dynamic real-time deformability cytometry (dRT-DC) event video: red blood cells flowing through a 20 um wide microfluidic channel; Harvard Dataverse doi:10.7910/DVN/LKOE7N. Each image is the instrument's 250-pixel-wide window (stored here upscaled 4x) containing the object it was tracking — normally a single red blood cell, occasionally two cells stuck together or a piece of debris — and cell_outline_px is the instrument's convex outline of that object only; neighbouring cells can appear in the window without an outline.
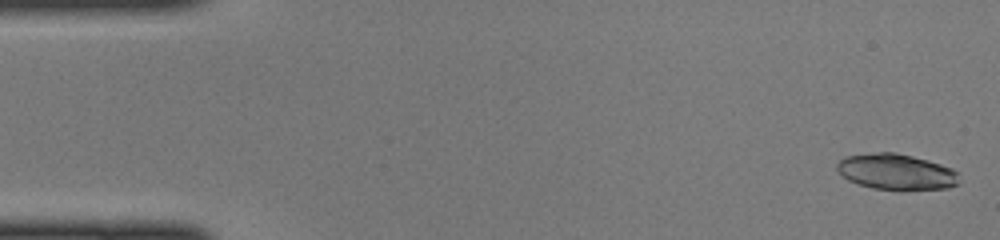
{"species": "common noctule bat (a hibernating species)", "species_latin": "Nyctalus noctula", "temperature_condition": "cold", "stored_images_in_passage": 46, "camera_frame_rate_fps": 3000, "um_per_image_px": 0.085, "animal": {"sex": "female", "body_mass_g": 22.0, "forearm_length_mm": 56.7}, "frame": {"image": 1, "passage_image": 1, "time_ms": 0.0, "image_size_px": [1000, 240], "cell_outline_px": [[960, 184], [948, 188], [900, 192], [896, 192], [872, 188], [848, 180], [836, 168], [836, 164], [844, 156], [876, 152], [896, 152], [928, 160], [952, 168], [960, 172]], "centroid_in_image_um": [76.25, 14.64], "position_along_channel_um": 8.7, "area_um2": 26.36}}
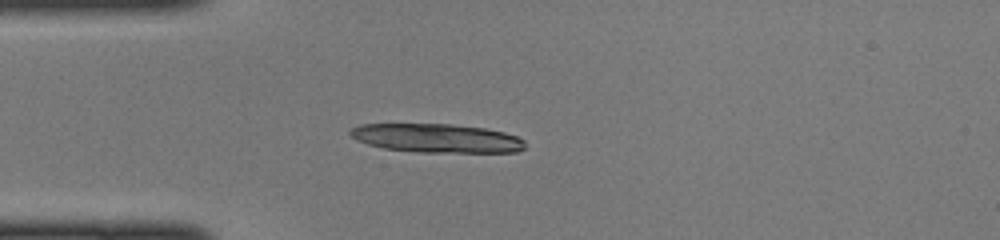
{"frame": {"image": 2, "passage_image": 12, "time_ms": 3.667, "image_size_px": [1000, 240], "cell_outline_px": [[524, 148], [516, 152], [420, 152], [384, 148], [368, 144], [356, 140], [348, 132], [352, 128], [360, 124], [448, 124], [484, 128], [504, 132], [516, 136], [524, 140]], "centroid_in_image_um": [37.11, 11.74], "position_along_channel_um": 47.9, "area_um2": 29.13}}